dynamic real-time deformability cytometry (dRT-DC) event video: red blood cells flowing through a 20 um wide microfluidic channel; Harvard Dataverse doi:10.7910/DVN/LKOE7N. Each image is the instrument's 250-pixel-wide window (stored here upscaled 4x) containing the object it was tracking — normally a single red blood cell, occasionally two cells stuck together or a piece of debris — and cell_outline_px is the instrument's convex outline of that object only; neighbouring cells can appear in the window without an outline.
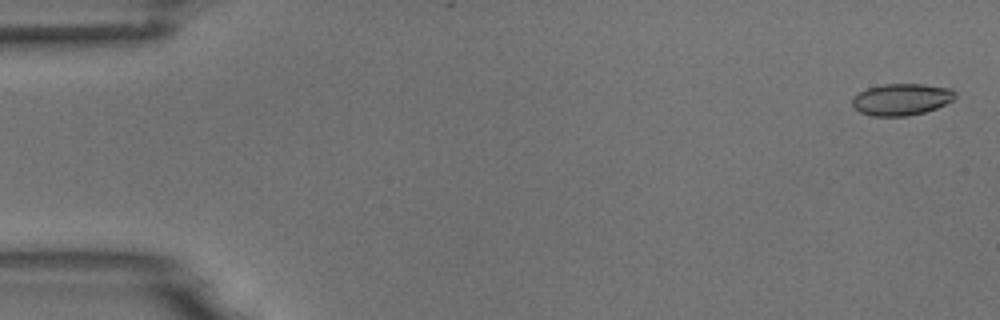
{"species": "common noctule bat (a hibernating species)", "species_latin": "Nyctalus noctula", "temperature_condition": "room temperature", "stored_images_in_passage": 5, "camera_frame_rate_fps": 3000, "um_per_image_px": 0.085, "animal": {"sex": "male", "body_mass_g": 18.8}, "frame": {"image": 1, "passage_image": 1, "time_ms": 0.0, "image_size_px": [1000, 320], "cell_outline_px": [[956, 96], [952, 100], [936, 108], [924, 112], [908, 116], [872, 116], [860, 112], [852, 104], [852, 96], [868, 88], [884, 84], [924, 84], [952, 88], [956, 92]], "centroid_in_image_um": [76.63, 8.44], "position_along_channel_um": 8.4, "area_um2": 19.02}}
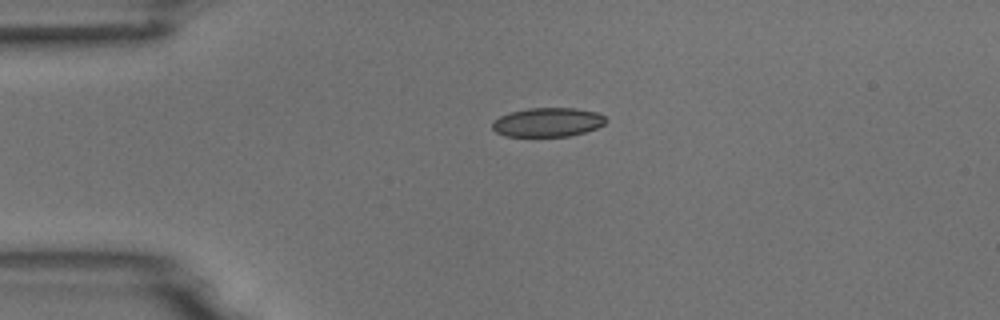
{"frame": {"image": 2, "passage_image": 4, "time_ms": 1.0, "image_size_px": [1000, 320], "cell_outline_px": [[608, 120], [604, 124], [596, 128], [584, 132], [568, 136], [504, 136], [496, 132], [492, 128], [492, 120], [500, 116], [512, 112], [528, 108], [576, 108], [596, 112], [604, 116]], "centroid_in_image_um": [46.54, 10.39], "position_along_channel_um": 38.5, "area_um2": 19.19}}